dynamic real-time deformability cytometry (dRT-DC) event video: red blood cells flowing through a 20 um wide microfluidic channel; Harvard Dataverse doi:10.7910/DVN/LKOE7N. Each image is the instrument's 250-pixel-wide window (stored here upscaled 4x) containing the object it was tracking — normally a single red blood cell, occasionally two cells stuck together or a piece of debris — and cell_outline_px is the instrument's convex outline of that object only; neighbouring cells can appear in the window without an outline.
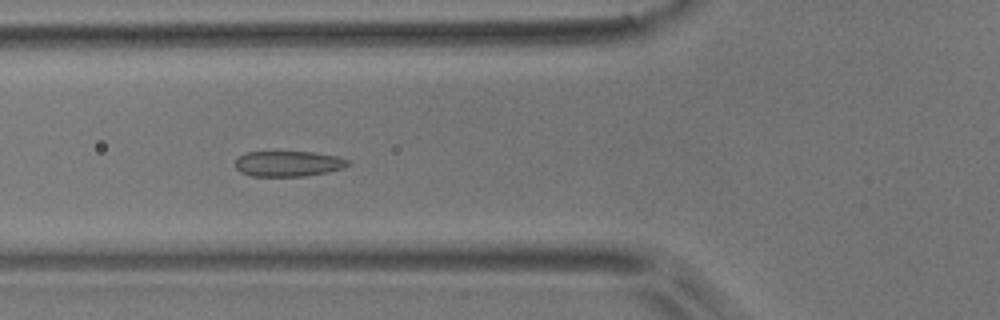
{"species": "common noctule bat (a hibernating species)", "species_latin": "Nyctalus noctula", "temperature_condition": "room temperature", "stored_images_in_passage": 7, "camera_frame_rate_fps": 3000, "um_per_image_px": 0.085, "animal": {"sex": "male", "body_mass_g": 17.9}, "frame": {"image": 1, "passage_image": 6, "time_ms": 1.667, "image_size_px": [1000, 320], "cell_outline_px": [[352, 164], [344, 168], [328, 172], [304, 176], [252, 176], [240, 172], [236, 168], [236, 160], [244, 152], [312, 152], [336, 156], [348, 160]], "centroid_in_image_um": [24.52, 13.92], "position_along_channel_um": 101.3, "area_um2": 16.76}}
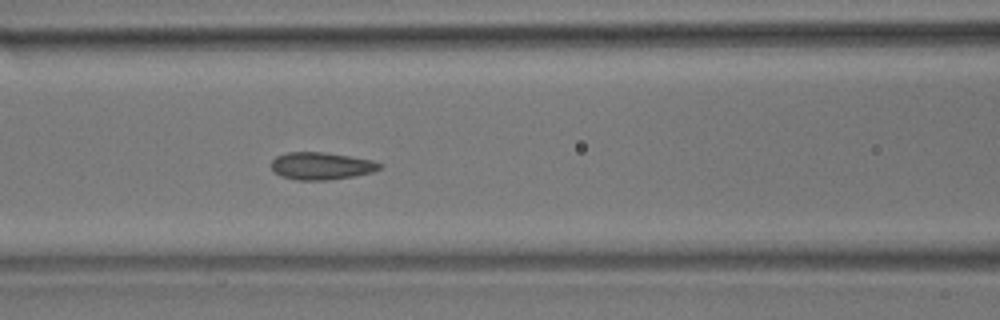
{"frame": {"image": 2, "passage_image": 7, "time_ms": 2.0, "image_size_px": [1000, 320], "cell_outline_px": [[384, 164], [380, 168], [372, 172], [356, 176], [328, 180], [296, 180], [280, 176], [272, 168], [272, 160], [276, 156], [288, 152], [324, 152], [372, 160]], "centroid_in_image_um": [27.32, 14.11], "position_along_channel_um": 139.3, "area_um2": 17.28}}